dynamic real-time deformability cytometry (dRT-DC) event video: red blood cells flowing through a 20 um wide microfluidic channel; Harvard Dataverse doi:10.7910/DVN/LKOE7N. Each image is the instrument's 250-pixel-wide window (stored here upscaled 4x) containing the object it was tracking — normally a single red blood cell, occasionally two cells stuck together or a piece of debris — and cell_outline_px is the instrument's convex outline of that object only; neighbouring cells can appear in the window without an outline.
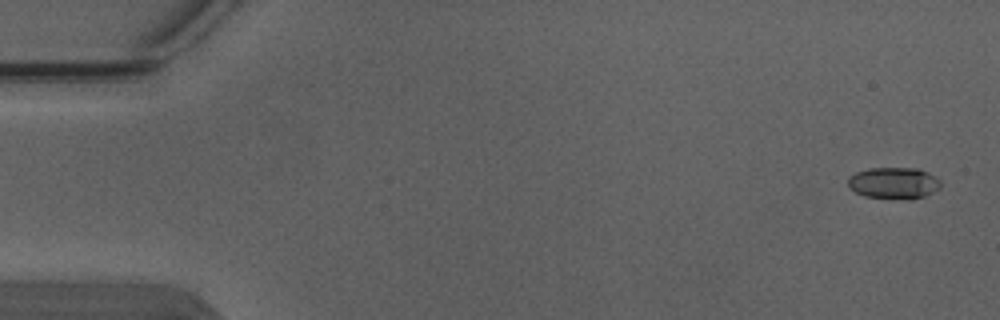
{"species": "Egyptian fruit bat (a non-hibernating species)", "species_latin": "Rousettus aegyptiacus", "temperature_condition": "warm", "stored_images_in_passage": 6, "camera_frame_rate_fps": 3000, "um_per_image_px": 0.085, "animal": {"sex": "male"}, "frame": {"image": 1, "passage_image": 1, "time_ms": 0.0, "image_size_px": [1000, 320], "cell_outline_px": [[940, 188], [924, 196], [908, 200], [864, 196], [848, 188], [848, 176], [856, 172], [868, 168], [920, 168], [928, 172], [940, 180]], "centroid_in_image_um": [75.95, 15.55], "position_along_channel_um": 9.0, "area_um2": 17.22}}
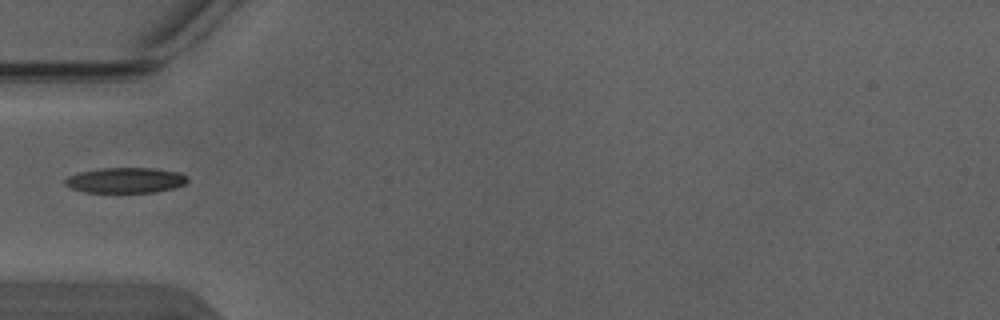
{"frame": {"image": 2, "passage_image": 5, "time_ms": 1.333, "image_size_px": [1000, 320], "cell_outline_px": [[188, 180], [184, 184], [176, 188], [156, 192], [84, 192], [72, 188], [64, 184], [64, 180], [68, 176], [80, 172], [100, 168], [156, 168], [180, 172], [188, 176]], "centroid_in_image_um": [10.71, 15.32], "position_along_channel_um": 74.3, "area_um2": 18.26}}
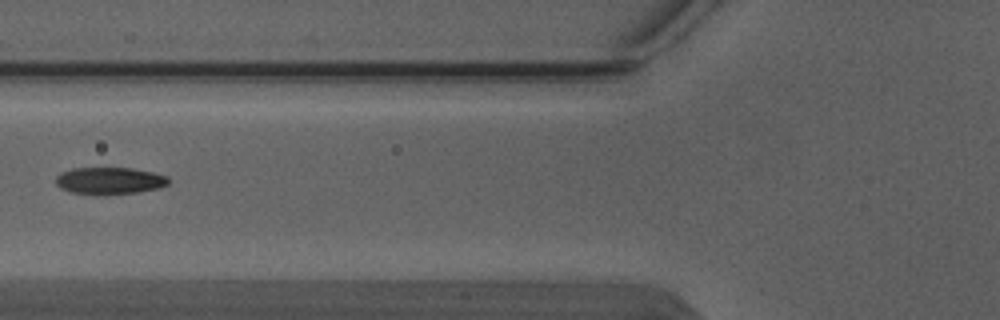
{"frame": {"image": 3, "passage_image": 6, "time_ms": 1.667, "image_size_px": [1000, 320], "cell_outline_px": [[168, 184], [160, 188], [140, 192], [104, 196], [96, 196], [68, 192], [60, 188], [56, 184], [56, 176], [60, 172], [72, 168], [132, 168], [152, 172], [168, 176]], "centroid_in_image_um": [9.28, 15.39], "position_along_channel_um": 116.5, "area_um2": 18.32}}